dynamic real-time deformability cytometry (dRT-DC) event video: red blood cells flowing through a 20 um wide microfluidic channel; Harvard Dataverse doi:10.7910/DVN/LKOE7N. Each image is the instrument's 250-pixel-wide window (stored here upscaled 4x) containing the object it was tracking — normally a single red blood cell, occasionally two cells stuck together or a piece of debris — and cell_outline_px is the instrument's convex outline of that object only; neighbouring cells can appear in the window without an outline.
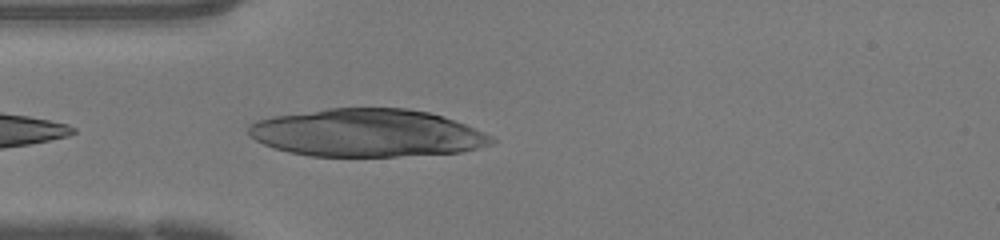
{"species": "human", "species_latin": "Homo sapiens", "temperature_condition": "warm", "stored_images_in_passage": 22, "camera_frame_rate_fps": 3000, "um_per_image_px": 0.085, "donor": {"sex": "female"}, "frame": {"image": 1, "passage_image": 1, "time_ms": 0.0, "image_size_px": [1000, 240], "cell_outline_px": [[496, 140], [492, 144], [460, 152], [396, 156], [312, 156], [288, 152], [264, 144], [256, 140], [248, 132], [248, 124], [256, 120], [272, 116], [328, 108], [408, 108], [428, 112], [444, 116], [484, 132], [492, 136]], "centroid_in_image_um": [31.19, 11.29], "position_along_channel_um": 53.8, "area_um2": 67.57}}
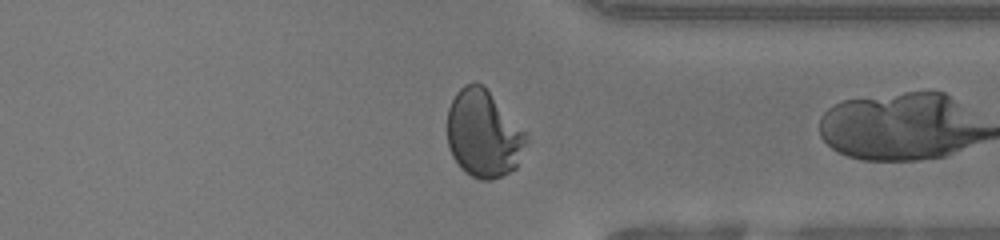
{"frame": {"image": 2, "passage_image": 21, "time_ms": 6.667, "image_size_px": [1000, 240], "cell_outline_px": [[528, 140], [516, 168], [492, 180], [480, 180], [464, 172], [460, 168], [452, 156], [448, 148], [448, 108], [456, 92], [464, 84], [484, 84], [528, 132]], "centroid_in_image_um": [41.12, 11.36], "position_along_channel_um": 370.3, "area_um2": 40.81}}